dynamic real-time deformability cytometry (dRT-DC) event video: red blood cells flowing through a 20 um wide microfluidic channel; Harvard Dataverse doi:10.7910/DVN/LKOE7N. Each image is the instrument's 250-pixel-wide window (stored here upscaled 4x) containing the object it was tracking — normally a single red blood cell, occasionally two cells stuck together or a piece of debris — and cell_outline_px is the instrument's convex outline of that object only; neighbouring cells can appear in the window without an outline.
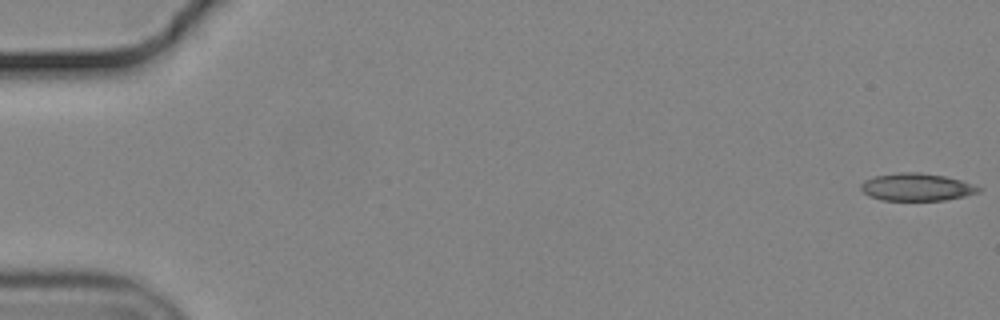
{"species": "common noctule bat (a hibernating species)", "species_latin": "Nyctalus noctula", "temperature_condition": "cold", "stored_images_in_passage": 24, "camera_frame_rate_fps": 3000, "um_per_image_px": 0.085, "animal": {"sex": "male", "body_mass_g": 19.2, "forearm_length_mm": 51.8}, "frame": {"image": 1, "passage_image": 1, "time_ms": 0.0, "image_size_px": [1000, 320], "cell_outline_px": [[984, 188], [980, 192], [964, 196], [944, 200], [880, 200], [868, 196], [860, 188], [860, 184], [864, 180], [872, 176], [900, 172], [920, 172], [944, 176], [960, 180]], "centroid_in_image_um": [77.89, 15.9], "position_along_channel_um": 7.1, "area_um2": 19.02}}
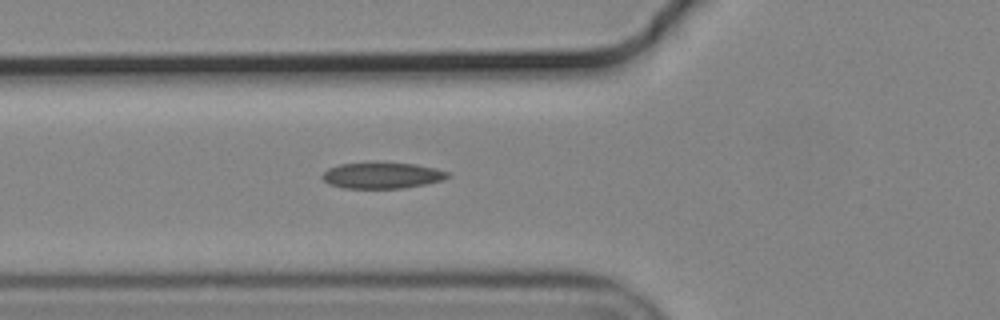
{"frame": {"image": 2, "passage_image": 21, "time_ms": 6.667, "image_size_px": [1000, 320], "cell_outline_px": [[452, 176], [444, 180], [404, 188], [344, 188], [328, 184], [320, 176], [328, 168], [340, 164], [380, 160], [416, 164], [436, 168], [448, 172]], "centroid_in_image_um": [32.48, 14.87], "position_along_channel_um": 93.3, "area_um2": 19.83}}
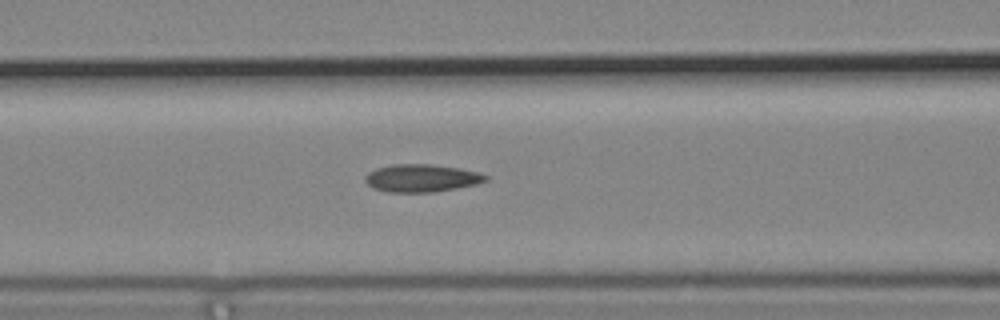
{"frame": {"image": 3, "passage_image": 24, "time_ms": 7.667, "image_size_px": [1000, 320], "cell_outline_px": [[488, 180], [476, 184], [456, 188], [432, 192], [388, 192], [372, 188], [364, 180], [364, 176], [368, 172], [376, 168], [392, 164], [432, 164], [460, 168], [480, 172], [488, 176]], "centroid_in_image_um": [35.82, 15.13], "position_along_channel_um": 130.8, "area_um2": 19.59}}